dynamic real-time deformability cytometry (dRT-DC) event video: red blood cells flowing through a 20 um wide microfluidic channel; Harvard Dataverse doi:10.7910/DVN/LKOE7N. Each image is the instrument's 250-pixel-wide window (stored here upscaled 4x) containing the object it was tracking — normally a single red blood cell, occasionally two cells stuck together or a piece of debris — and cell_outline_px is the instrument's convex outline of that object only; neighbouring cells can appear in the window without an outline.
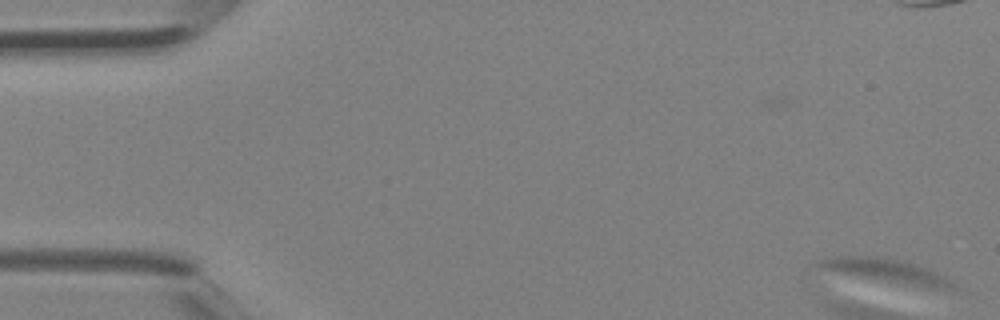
{"species": "Egyptian fruit bat (a non-hibernating species)", "species_latin": "Rousettus aegyptiacus", "temperature_condition": "room temperature", "stored_images_in_passage": 6, "camera_frame_rate_fps": 3000, "um_per_image_px": 0.085, "animal": {"sex": "female"}, "frame": {"image": 1, "passage_image": 1, "time_ms": 0.0, "image_size_px": [1000, 320], "cell_outline_px": [[960, 288], [940, 288], [804, 268], [808, 264], [816, 260], [836, 256], [880, 256], [900, 260], [932, 268], [952, 280]], "centroid_in_image_um": [75.12, 22.97], "position_along_channel_um": 9.9, "area_um2": 18.96}}